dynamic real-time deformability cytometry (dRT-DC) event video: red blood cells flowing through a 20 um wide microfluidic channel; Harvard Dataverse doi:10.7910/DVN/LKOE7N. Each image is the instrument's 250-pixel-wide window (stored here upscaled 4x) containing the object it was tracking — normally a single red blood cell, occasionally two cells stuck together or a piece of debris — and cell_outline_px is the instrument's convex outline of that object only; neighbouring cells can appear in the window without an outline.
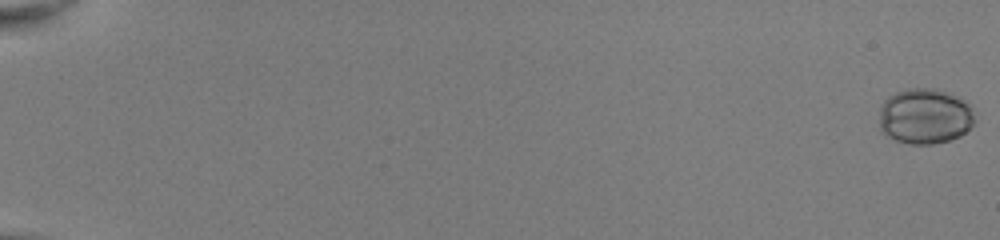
{"species": "common noctule bat (a hibernating species)", "species_latin": "Nyctalus noctula", "temperature_condition": "room temperature", "stored_images_in_passage": 53, "camera_frame_rate_fps": 3000, "um_per_image_px": 0.085, "animal": {"sex": "female", "body_mass_g": 22.0, "forearm_length_mm": 56.7}, "frame": {"image": 1, "passage_image": 1, "time_ms": 0.0, "image_size_px": [1000, 240], "cell_outline_px": [[976, 120], [960, 136], [948, 140], [932, 144], [912, 144], [896, 140], [884, 136], [880, 128], [880, 108], [884, 100], [888, 96], [896, 92], [908, 88], [932, 88], [960, 96], [972, 108]], "centroid_in_image_um": [78.61, 9.87], "position_along_channel_um": 6.4, "area_um2": 31.1}}
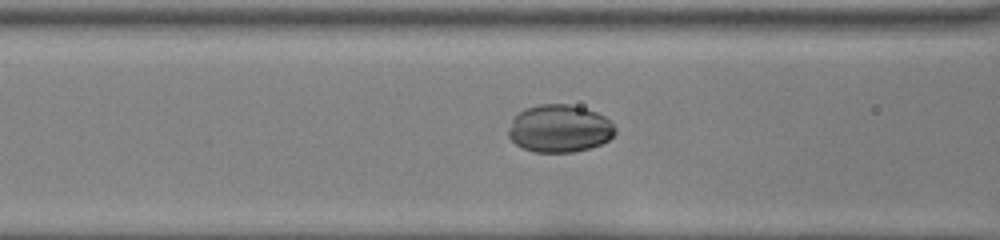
{"frame": {"image": 2, "passage_image": 25, "time_ms": 8.0, "image_size_px": [1000, 240], "cell_outline_px": [[616, 132], [608, 140], [600, 144], [588, 148], [572, 152], [532, 152], [516, 144], [508, 136], [508, 132], [512, 120], [524, 108], [540, 104], [568, 104], [584, 108], [596, 112], [604, 116], [616, 128]], "centroid_in_image_um": [47.55, 10.92], "position_along_channel_um": 119.0, "area_um2": 29.42}}
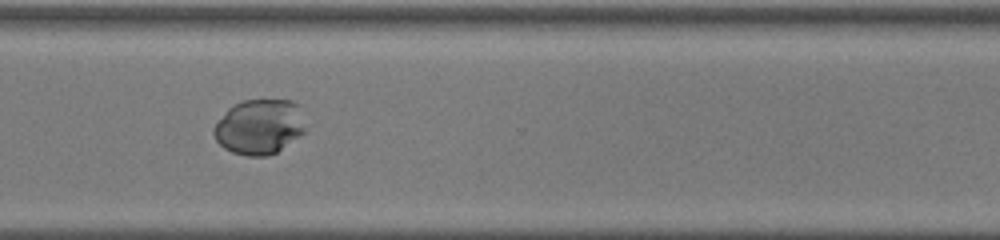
{"frame": {"image": 3, "passage_image": 42, "time_ms": 13.667, "image_size_px": [1000, 240], "cell_outline_px": [[304, 132], [276, 152], [268, 156], [248, 156], [232, 152], [224, 148], [216, 140], [212, 132], [212, 128], [228, 108], [244, 100], [292, 100], [296, 104], [304, 128]], "centroid_in_image_um": [21.98, 10.79], "position_along_channel_um": 348.6, "area_um2": 28.9}}